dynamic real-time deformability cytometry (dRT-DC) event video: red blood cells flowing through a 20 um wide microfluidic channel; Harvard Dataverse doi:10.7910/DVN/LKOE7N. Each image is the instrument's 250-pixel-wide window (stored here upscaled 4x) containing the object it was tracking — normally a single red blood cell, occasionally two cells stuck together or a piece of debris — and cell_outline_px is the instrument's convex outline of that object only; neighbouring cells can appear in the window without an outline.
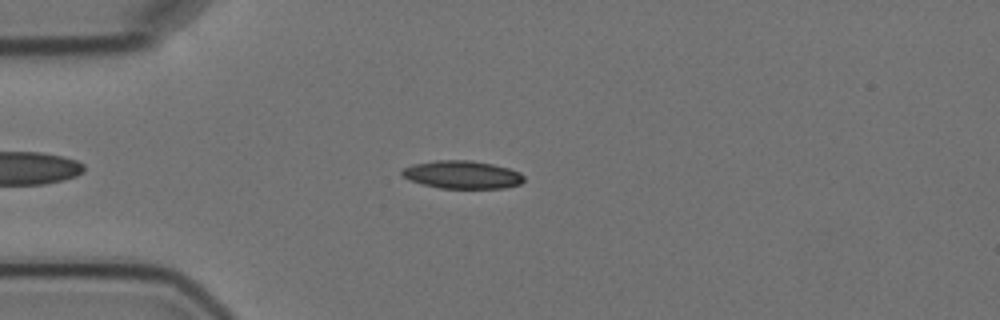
{"species": "Egyptian fruit bat (a non-hibernating species)", "species_latin": "Rousettus aegyptiacus", "temperature_condition": "cold", "stored_images_in_passage": 4, "segment_of_instrument_passage": [1, 2], "camera_frame_rate_fps": 3000, "um_per_image_px": 0.085, "animal": {"sex": "female"}, "frame": {"image": 1, "passage_image": 3, "time_ms": 2.0, "image_size_px": [1000, 320], "cell_outline_px": [[524, 180], [520, 184], [504, 188], [440, 188], [420, 184], [408, 180], [400, 176], [400, 172], [404, 168], [412, 164], [436, 160], [472, 160], [492, 164], [508, 168], [520, 172], [524, 176]], "centroid_in_image_um": [39.24, 14.85], "position_along_channel_um": 45.8, "area_um2": 20.06}}